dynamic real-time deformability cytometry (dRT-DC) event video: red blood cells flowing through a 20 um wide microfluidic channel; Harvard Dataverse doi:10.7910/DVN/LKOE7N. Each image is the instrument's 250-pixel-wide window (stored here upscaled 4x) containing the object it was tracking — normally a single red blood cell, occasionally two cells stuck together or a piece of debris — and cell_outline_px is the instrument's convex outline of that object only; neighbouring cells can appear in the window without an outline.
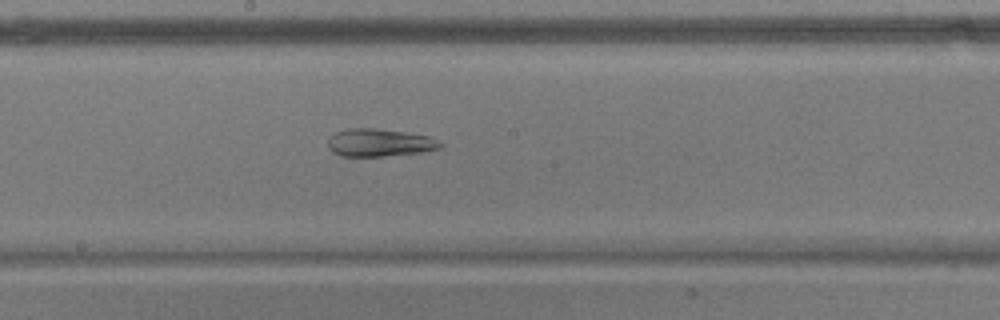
{"species": "common noctule bat (a hibernating species)", "species_latin": "Nyctalus noctula", "temperature_condition": "warm", "stored_images_in_passage": 54, "camera_frame_rate_fps": 3000, "um_per_image_px": 0.085, "animal": {"sex": "male", "body_mass_g": 17.9}, "frame": {"image": 1, "passage_image": 29, "time_ms": 9.333, "image_size_px": [1000, 320], "cell_outline_px": [[444, 144], [440, 148], [420, 152], [384, 156], [340, 156], [332, 152], [328, 148], [328, 140], [336, 132], [348, 128], [372, 128], [404, 132], [432, 136]], "centroid_in_image_um": [32.26, 12.13], "position_along_channel_um": 215.9, "area_um2": 18.15}}
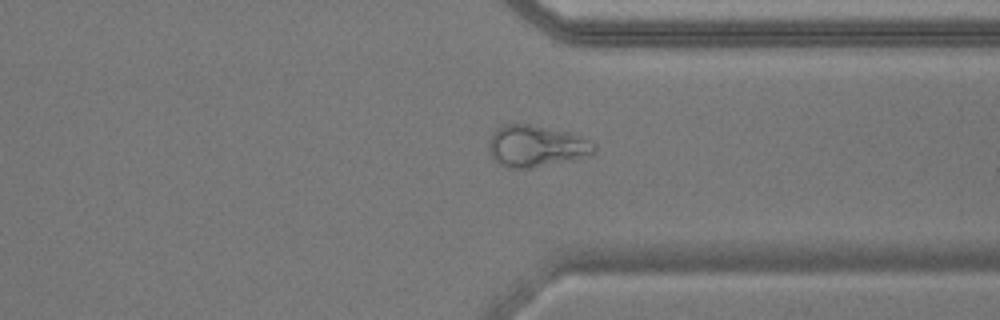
{"frame": {"image": 2, "passage_image": 41, "time_ms": 13.333, "image_size_px": [1000, 320], "cell_outline_px": [[596, 152], [572, 160], [528, 168], [508, 168], [500, 164], [492, 156], [488, 148], [488, 140], [492, 132], [496, 128], [504, 124], [528, 124], [572, 132], [592, 144], [596, 148]], "centroid_in_image_um": [45.52, 12.4], "position_along_channel_um": 365.9, "area_um2": 25.37}}
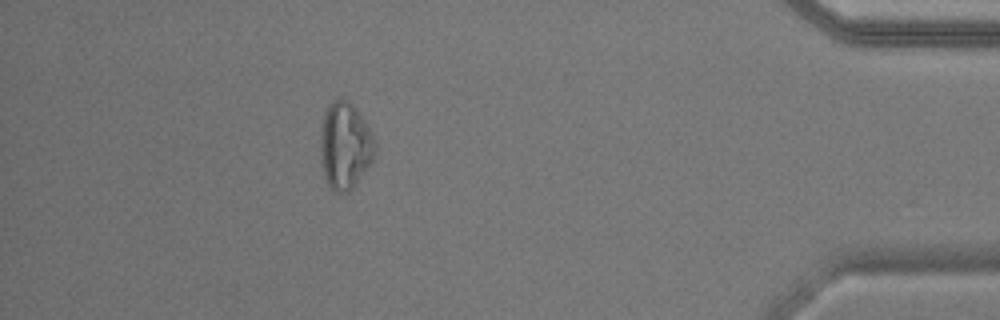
{"frame": {"image": 3, "passage_image": 48, "time_ms": 15.667, "image_size_px": [1000, 320], "cell_outline_px": [[376, 148], [372, 160], [352, 188], [348, 192], [336, 192], [328, 188], [324, 180], [320, 160], [320, 128], [324, 112], [328, 104], [332, 100], [348, 100], [356, 108], [368, 128], [376, 144]], "centroid_in_image_um": [29.27, 12.4], "position_along_channel_um": 405.9, "area_um2": 27.74}, "authors_computed_cell_mechanics": {"area_um2": 26.5591, "velocity_mm_per_s": 3.7603, "shape_relaxation_time_tau1_ms": null, "shape_relaxation_time_tau2_ms": 2.5001, "deformation_change_tau1": null, "deformation_change_tau2": 0.1119}}